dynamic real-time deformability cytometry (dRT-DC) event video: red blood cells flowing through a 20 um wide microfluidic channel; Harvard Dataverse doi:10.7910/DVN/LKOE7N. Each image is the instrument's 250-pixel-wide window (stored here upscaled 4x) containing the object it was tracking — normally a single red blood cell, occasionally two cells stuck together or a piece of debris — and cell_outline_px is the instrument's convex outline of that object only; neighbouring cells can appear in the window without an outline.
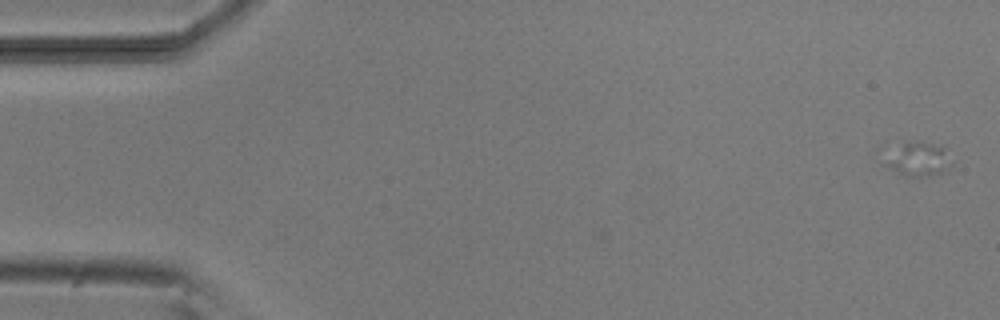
{"species": "common noctule bat (a hibernating species)", "species_latin": "Nyctalus noctula", "temperature_condition": "room temperature", "stored_images_in_passage": 6, "camera_frame_rate_fps": 3000, "um_per_image_px": 0.085, "animal": {"sex": "male", "body_mass_g": 20.5, "forearm_length_mm": 52.5}, "frame": {"image": 1, "passage_image": 1, "time_ms": 0.0, "image_size_px": [1000, 320], "cell_outline_px": [[952, 164], [944, 172], [928, 176], [908, 176], [892, 168], [888, 164], [904, 144], [916, 140], [940, 144], [944, 148]], "centroid_in_image_um": [78.28, 13.53], "position_along_channel_um": 6.7, "area_um2": 11.96}}